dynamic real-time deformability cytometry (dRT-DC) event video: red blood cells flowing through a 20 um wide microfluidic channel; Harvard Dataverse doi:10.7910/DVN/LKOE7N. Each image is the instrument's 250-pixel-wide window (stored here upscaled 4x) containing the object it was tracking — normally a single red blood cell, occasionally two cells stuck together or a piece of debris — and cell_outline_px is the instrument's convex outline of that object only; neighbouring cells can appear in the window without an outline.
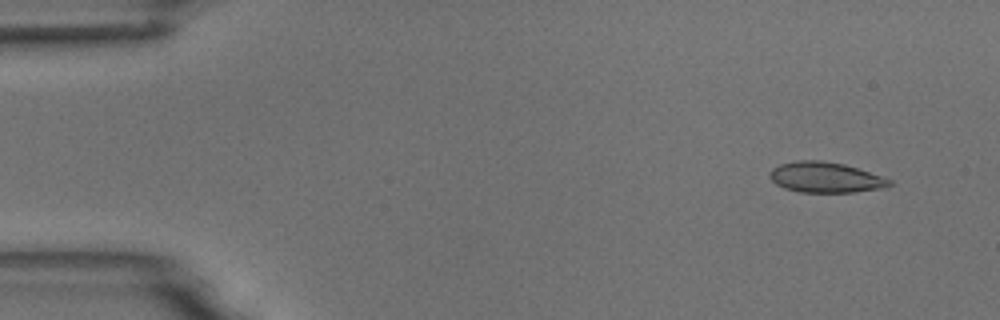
{"species": "common noctule bat (a hibernating species)", "species_latin": "Nyctalus noctula", "temperature_condition": "room temperature", "stored_images_in_passage": 5, "camera_frame_rate_fps": 3000, "um_per_image_px": 0.085, "animal": {"sex": "male", "body_mass_g": 18.8}, "frame": {"image": 1, "passage_image": 1, "time_ms": 0.0, "image_size_px": [1000, 320], "cell_outline_px": [[892, 184], [888, 188], [856, 192], [800, 192], [784, 188], [776, 184], [768, 176], [768, 172], [772, 168], [780, 164], [796, 160], [820, 160], [844, 164], [892, 180]], "centroid_in_image_um": [70.15, 15.08], "position_along_channel_um": 14.9, "area_um2": 21.39}}
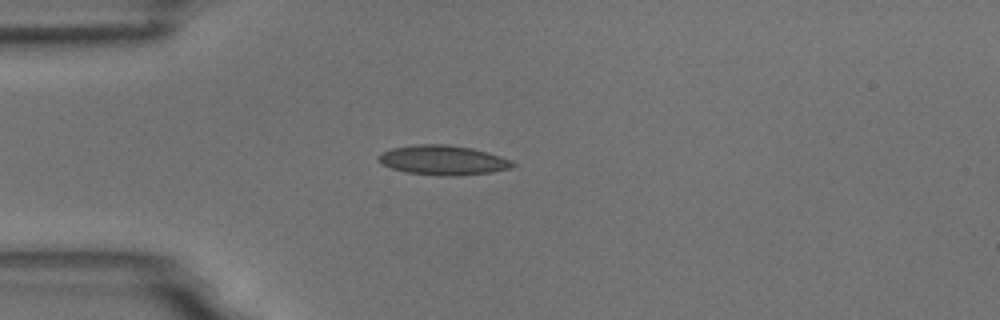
{"frame": {"image": 2, "passage_image": 4, "time_ms": 3.333, "image_size_px": [1000, 320], "cell_outline_px": [[516, 164], [512, 168], [492, 172], [456, 176], [440, 176], [408, 172], [392, 168], [384, 164], [376, 156], [392, 148], [416, 144], [448, 144], [472, 148], [488, 152], [500, 156]], "centroid_in_image_um": [37.69, 13.61], "position_along_channel_um": 47.3, "area_um2": 23.0}}